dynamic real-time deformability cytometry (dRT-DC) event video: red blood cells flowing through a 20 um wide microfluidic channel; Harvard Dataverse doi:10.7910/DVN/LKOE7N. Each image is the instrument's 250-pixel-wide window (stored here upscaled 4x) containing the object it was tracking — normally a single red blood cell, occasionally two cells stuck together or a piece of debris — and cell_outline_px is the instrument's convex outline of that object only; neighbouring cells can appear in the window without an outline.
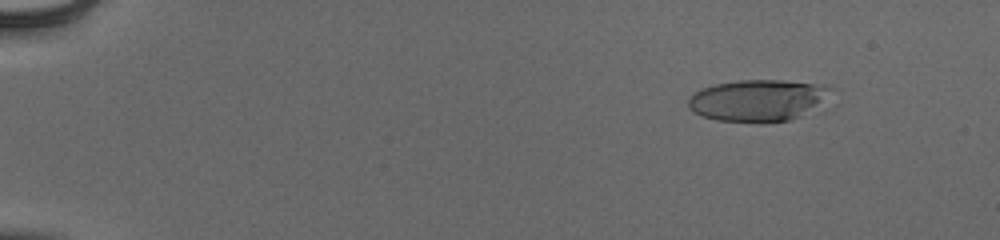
{"species": "human", "species_latin": "Homo sapiens", "temperature_condition": "cold", "stored_images_in_passage": 54, "camera_frame_rate_fps": 3000, "um_per_image_px": 0.085, "donor": {"sex": "male"}, "frame": {"image": 1, "passage_image": 7, "time_ms": 2.0, "image_size_px": [1000, 240], "cell_outline_px": [[836, 88], [816, 108], [792, 120], [716, 120], [700, 116], [692, 112], [688, 108], [688, 100], [700, 88], [716, 84], [740, 80], [784, 80], [812, 84]], "centroid_in_image_um": [64.4, 8.5], "position_along_channel_um": 20.6, "area_um2": 33.99}}
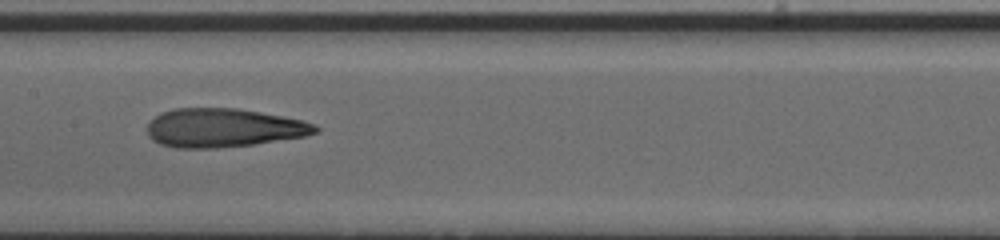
{"frame": {"image": 2, "passage_image": 30, "time_ms": 9.667, "image_size_px": [1000, 240], "cell_outline_px": [[320, 128], [316, 132], [304, 136], [252, 144], [216, 148], [176, 148], [160, 144], [152, 140], [148, 136], [148, 124], [160, 112], [176, 108], [236, 108], [260, 112], [300, 120], [316, 124]], "centroid_in_image_um": [18.95, 10.87], "position_along_channel_um": 188.4, "area_um2": 37.69}}
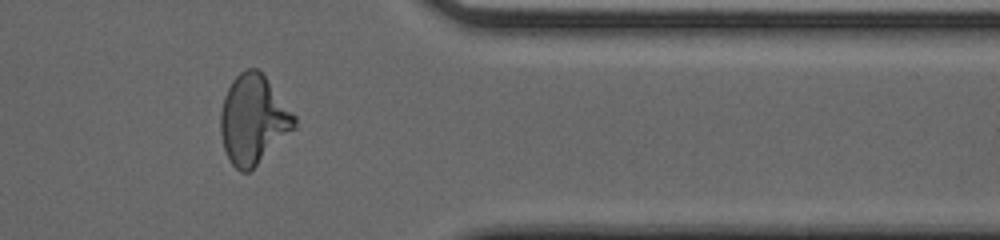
{"frame": {"image": 3, "passage_image": 46, "time_ms": 15.0, "image_size_px": [1000, 240], "cell_outline_px": [[296, 128], [248, 172], [240, 172], [232, 164], [224, 148], [220, 132], [220, 112], [224, 96], [232, 80], [240, 72], [248, 68], [256, 68], [264, 76], [296, 116]], "centroid_in_image_um": [21.52, 10.16], "position_along_channel_um": 389.9, "area_um2": 37.92}, "authors_computed_cell_mechanics": {"area_um2": 37.0498, "velocity_mm_per_s": 3.9548, "shape_relaxation_time_tau1_ms": 6.0694, "shape_relaxation_time_tau2_ms": 1.3342, "deformation_change_tau1": 0.2566, "deformation_change_tau2": 0.1146}}